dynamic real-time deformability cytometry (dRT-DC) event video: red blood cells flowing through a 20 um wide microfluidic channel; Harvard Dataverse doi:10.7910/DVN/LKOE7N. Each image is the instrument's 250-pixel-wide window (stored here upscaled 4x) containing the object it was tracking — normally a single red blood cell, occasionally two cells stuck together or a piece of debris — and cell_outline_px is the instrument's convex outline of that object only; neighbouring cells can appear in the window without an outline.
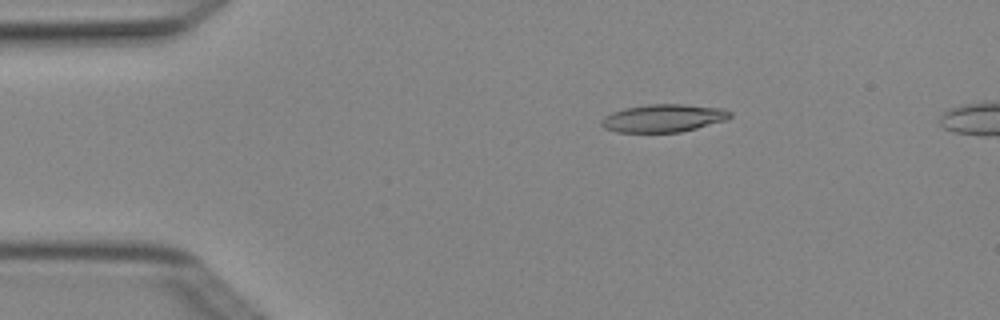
{"species": "Egyptian fruit bat (a non-hibernating species)", "species_latin": "Rousettus aegyptiacus", "temperature_condition": "cold", "stored_images_in_passage": 5, "camera_frame_rate_fps": 3000, "um_per_image_px": 0.085, "animal": {"sex": "female"}, "frame": {"image": 1, "passage_image": 3, "time_ms": 0.667, "image_size_px": [1000, 320], "cell_outline_px": [[732, 116], [728, 120], [680, 132], [616, 132], [604, 128], [600, 124], [600, 120], [604, 116], [612, 112], [624, 108], [648, 104], [684, 104], [724, 108], [732, 112]], "centroid_in_image_um": [56.4, 10.04], "position_along_channel_um": 28.6, "area_um2": 21.1}}